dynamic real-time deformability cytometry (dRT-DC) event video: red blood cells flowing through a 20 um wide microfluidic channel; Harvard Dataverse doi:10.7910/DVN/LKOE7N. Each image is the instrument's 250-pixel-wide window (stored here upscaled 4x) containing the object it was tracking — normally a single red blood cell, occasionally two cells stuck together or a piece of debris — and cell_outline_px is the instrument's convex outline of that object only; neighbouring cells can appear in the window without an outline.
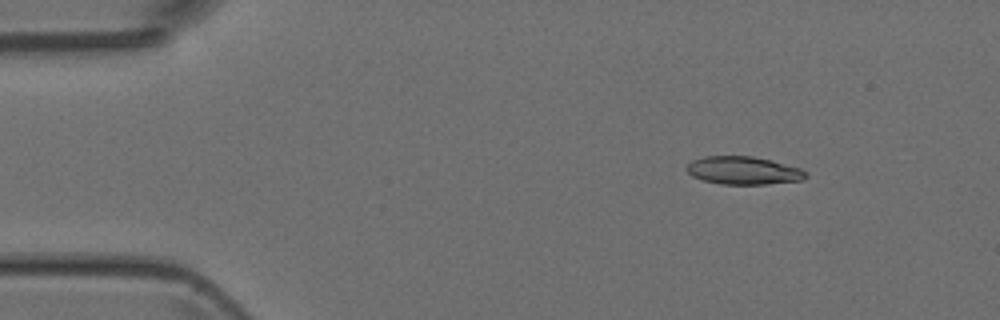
{"species": "Egyptian fruit bat (a non-hibernating species)", "species_latin": "Rousettus aegyptiacus", "temperature_condition": "room temperature", "stored_images_in_passage": 3, "camera_frame_rate_fps": 3000, "um_per_image_px": 0.085, "animal": {"sex": "female"}, "frame": {"image": 1, "passage_image": 1, "time_ms": 0.0, "image_size_px": [1000, 320], "cell_outline_px": [[808, 176], [804, 180], [764, 184], [720, 184], [704, 180], [692, 176], [688, 172], [688, 164], [692, 160], [704, 156], [752, 156], [772, 160], [800, 168], [808, 172]], "centroid_in_image_um": [63.23, 14.49], "position_along_channel_um": 21.8, "area_um2": 19.42}}
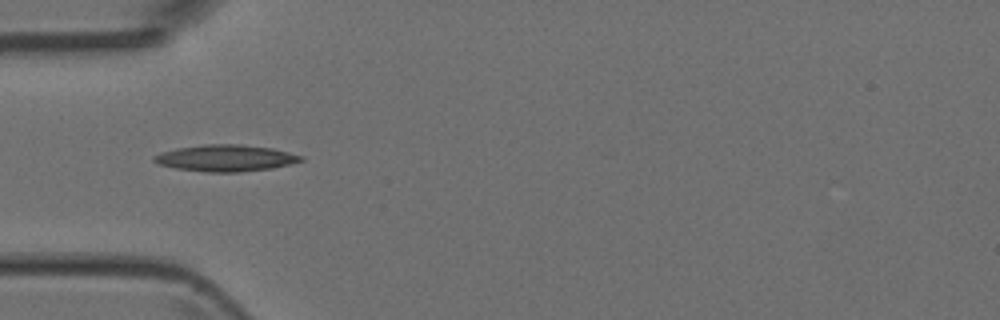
{"frame": {"image": 2, "passage_image": 3, "time_ms": 3.0, "image_size_px": [1000, 320], "cell_outline_px": [[304, 160], [272, 168], [240, 172], [208, 172], [176, 168], [160, 164], [152, 160], [152, 156], [160, 152], [176, 148], [204, 144], [240, 144], [272, 148], [304, 156]], "centroid_in_image_um": [19.16, 13.43], "position_along_channel_um": 65.8, "area_um2": 22.72}}